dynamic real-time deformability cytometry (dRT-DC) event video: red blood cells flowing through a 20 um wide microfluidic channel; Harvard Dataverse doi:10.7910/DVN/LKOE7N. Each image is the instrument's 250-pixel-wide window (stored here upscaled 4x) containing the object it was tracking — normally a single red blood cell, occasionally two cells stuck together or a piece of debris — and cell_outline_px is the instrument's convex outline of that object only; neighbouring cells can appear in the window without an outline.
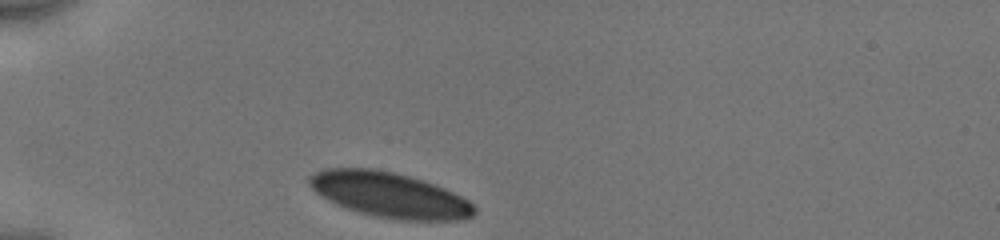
{"species": "human", "species_latin": "Homo sapiens", "temperature_condition": "cold", "stored_images_in_passage": 31, "camera_frame_rate_fps": 3000, "um_per_image_px": 0.085, "donor": {"sex": "male"}, "frame": {"image": 1, "passage_image": 1, "time_ms": 0.0, "image_size_px": [1000, 240], "cell_outline_px": [[476, 212], [472, 216], [464, 220], [392, 220], [372, 216], [336, 204], [320, 196], [308, 184], [308, 176], [324, 168], [376, 168], [424, 180], [436, 184], [468, 200], [476, 208]], "centroid_in_image_um": [33.1, 16.57], "position_along_channel_um": 51.9, "area_um2": 43.64}}
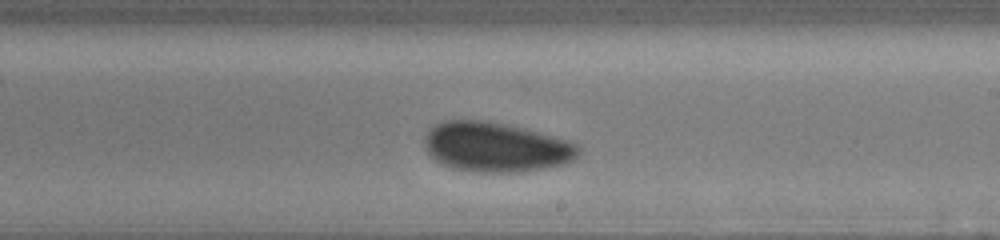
{"frame": {"image": 2, "passage_image": 18, "time_ms": 5.667, "image_size_px": [1000, 240], "cell_outline_px": [[584, 152], [572, 160], [564, 164], [544, 168], [520, 172], [480, 172], [452, 168], [440, 164], [424, 148], [424, 136], [428, 128], [444, 120], [488, 120], [524, 128], [568, 140], [576, 144]], "centroid_in_image_um": [42.14, 12.49], "position_along_channel_um": 246.9, "area_um2": 44.97}}
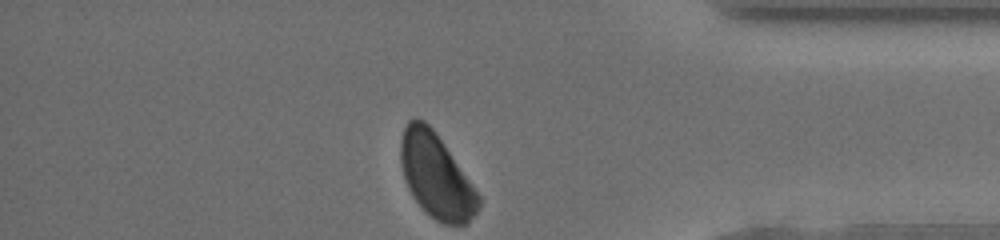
{"frame": {"image": 3, "passage_image": 31, "time_ms": 10.0, "image_size_px": [1000, 240], "cell_outline_px": [[480, 204], [476, 212], [468, 224], [444, 224], [436, 220], [424, 212], [412, 196], [408, 188], [404, 176], [400, 160], [400, 140], [404, 128], [408, 120], [416, 116], [424, 120], [436, 132], [480, 196]], "centroid_in_image_um": [37.05, 14.94], "position_along_channel_um": 398.2, "area_um2": 38.21}, "authors_computed_cell_mechanics": {"area_um2": 44.217, "velocity_mm_per_s": 3.9018, "shape_relaxation_time_tau1_ms": 2.7993, "shape_relaxation_time_tau2_ms": null, "deformation_change_tau1": 0.0677, "deformation_change_tau2": null}}